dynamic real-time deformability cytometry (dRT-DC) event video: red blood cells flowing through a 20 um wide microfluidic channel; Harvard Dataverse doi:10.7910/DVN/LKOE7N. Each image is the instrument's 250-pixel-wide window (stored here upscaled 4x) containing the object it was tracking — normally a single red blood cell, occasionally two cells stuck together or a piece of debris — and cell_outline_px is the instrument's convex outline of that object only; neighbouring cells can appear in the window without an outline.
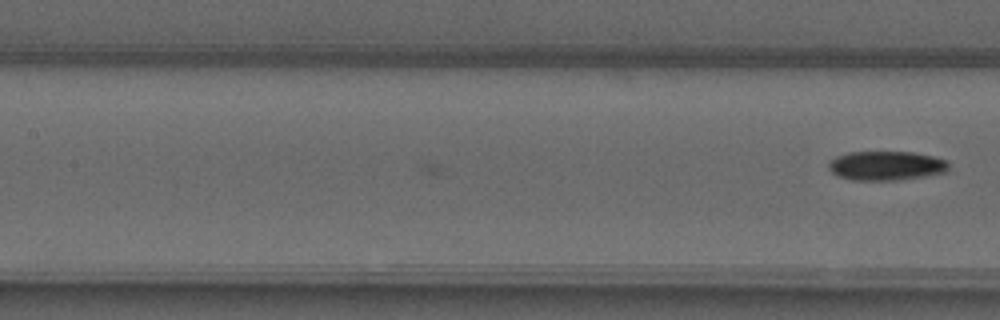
{"species": "common noctule bat (a hibernating species)", "species_latin": "Nyctalus noctula", "temperature_condition": "warm", "stored_images_in_passage": 19, "camera_frame_rate_fps": 3000, "um_per_image_px": 0.085, "animal": {"sex": "male", "forearm_length_mm": 52.5}, "frame": {"image": 1, "passage_image": 19, "time_ms": 6.0, "image_size_px": [1000, 320], "cell_outline_px": [[948, 168], [944, 172], [924, 176], [892, 180], [852, 180], [840, 176], [832, 172], [828, 168], [828, 164], [836, 156], [848, 152], [912, 152], [932, 156], [944, 160], [948, 164]], "centroid_in_image_um": [75.28, 14.08], "position_along_channel_um": 132.1, "area_um2": 20.11}}